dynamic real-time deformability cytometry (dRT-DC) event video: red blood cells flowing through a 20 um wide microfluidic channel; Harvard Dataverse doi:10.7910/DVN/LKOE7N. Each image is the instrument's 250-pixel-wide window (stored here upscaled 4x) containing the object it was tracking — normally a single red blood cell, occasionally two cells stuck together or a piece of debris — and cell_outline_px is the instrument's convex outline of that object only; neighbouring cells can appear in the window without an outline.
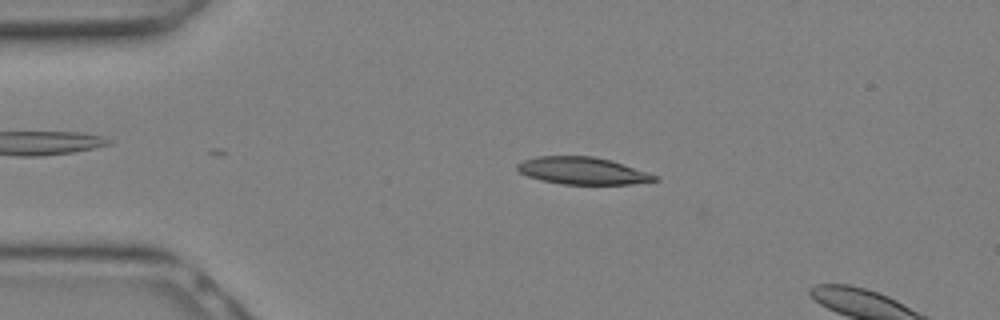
{"species": "Egyptian fruit bat (a non-hibernating species)", "species_latin": "Rousettus aegyptiacus", "temperature_condition": "warm", "stored_images_in_passage": 7, "camera_frame_rate_fps": 3000, "um_per_image_px": 0.085, "animal": {"sex": "female"}, "frame": {"image": 1, "passage_image": 5, "time_ms": 1.333, "image_size_px": [1000, 320], "cell_outline_px": [[660, 180], [628, 184], [564, 184], [540, 180], [528, 176], [520, 172], [516, 168], [516, 164], [524, 160], [536, 156], [592, 156], [612, 160], [660, 176]], "centroid_in_image_um": [49.54, 14.51], "position_along_channel_um": 35.5, "area_um2": 21.85}}